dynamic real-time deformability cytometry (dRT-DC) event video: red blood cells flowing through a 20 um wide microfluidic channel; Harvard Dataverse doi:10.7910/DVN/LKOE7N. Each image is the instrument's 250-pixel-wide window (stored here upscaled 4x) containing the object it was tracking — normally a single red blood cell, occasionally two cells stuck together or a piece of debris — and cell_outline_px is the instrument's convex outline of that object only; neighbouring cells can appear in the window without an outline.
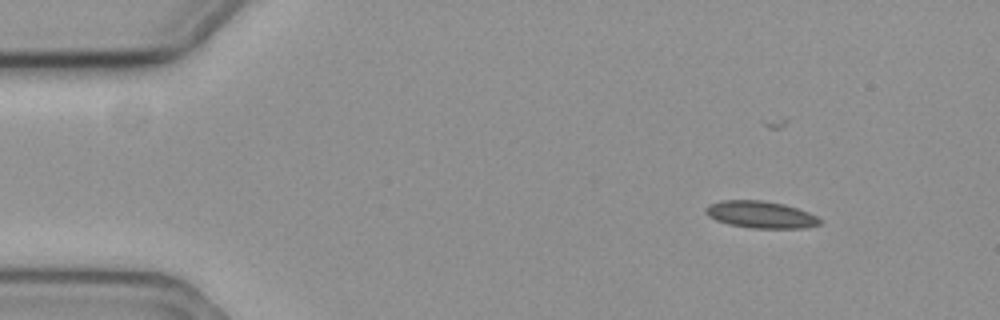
{"species": "common noctule bat (a hibernating species)", "species_latin": "Nyctalus noctula", "temperature_condition": "cold", "stored_images_in_passage": 52, "camera_frame_rate_fps": 3000, "um_per_image_px": 0.085, "animal": {"sex": "female", "body_mass_g": 19.3, "forearm_length_mm": 54.1}, "frame": {"image": 1, "passage_image": 1, "time_ms": 0.0, "image_size_px": [1000, 320], "cell_outline_px": [[824, 220], [820, 224], [804, 228], [752, 228], [728, 224], [716, 220], [708, 216], [704, 212], [704, 208], [708, 204], [720, 200], [760, 200], [784, 204], [808, 212]], "centroid_in_image_um": [64.63, 18.24], "position_along_channel_um": 20.4, "area_um2": 18.09}}
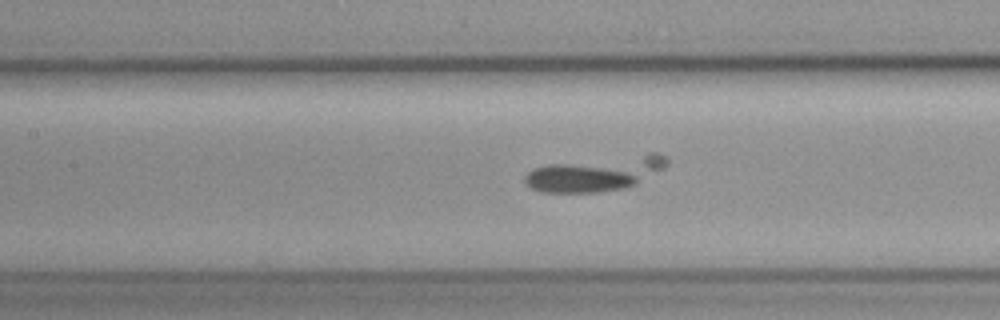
{"frame": {"image": 2, "passage_image": 20, "time_ms": 6.333, "image_size_px": [1000, 320], "cell_outline_px": [[636, 184], [624, 188], [596, 192], [540, 192], [524, 184], [524, 176], [532, 168], [552, 164], [568, 164], [604, 168], [636, 172]], "centroid_in_image_um": [49.1, 15.19], "position_along_channel_um": 158.3, "area_um2": 18.61}}
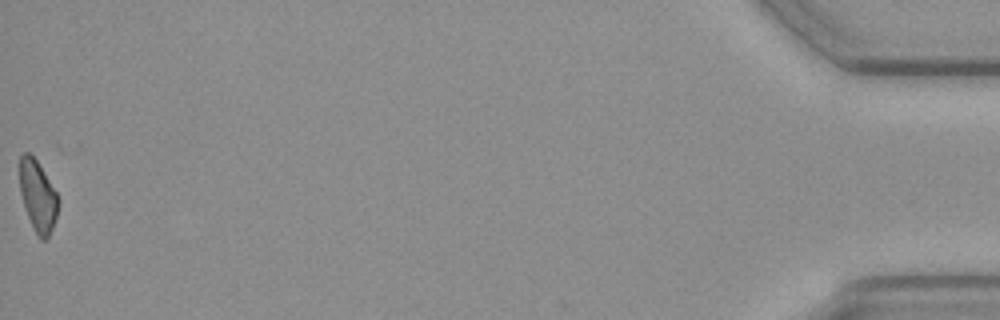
{"frame": {"image": 3, "passage_image": 52, "time_ms": 17.0, "image_size_px": [1000, 320], "cell_outline_px": [[60, 204], [52, 228], [48, 236], [44, 240], [40, 240], [36, 236], [24, 208], [20, 192], [20, 156], [24, 152], [28, 152], [36, 160], [56, 192], [60, 200]], "centroid_in_image_um": [3.21, 16.7], "position_along_channel_um": 432.0, "area_um2": 15.95}}